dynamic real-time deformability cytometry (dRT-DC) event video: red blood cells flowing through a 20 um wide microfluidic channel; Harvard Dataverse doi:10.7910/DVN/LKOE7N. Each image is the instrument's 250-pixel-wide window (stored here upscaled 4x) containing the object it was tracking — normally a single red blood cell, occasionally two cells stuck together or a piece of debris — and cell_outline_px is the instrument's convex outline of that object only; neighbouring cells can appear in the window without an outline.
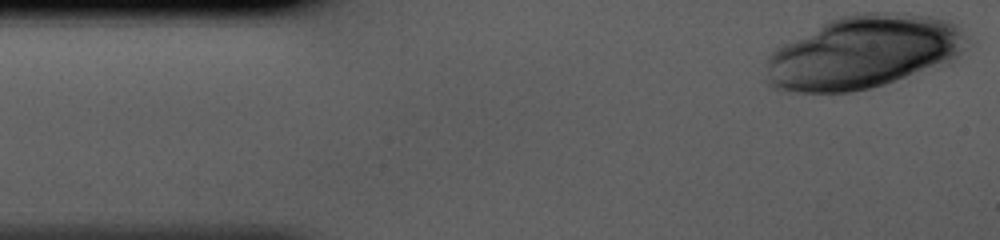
{"species": "human", "species_latin": "Homo sapiens", "temperature_condition": "cold", "stored_images_in_passage": 36, "camera_frame_rate_fps": 3000, "um_per_image_px": 0.085, "donor": {"sex": "male"}, "frame": {"image": 1, "passage_image": 1, "time_ms": 0.0, "image_size_px": [1000, 240], "cell_outline_px": [[976, 40], [952, 64], [872, 88], [852, 92], [776, 92], [764, 80], [764, 64], [768, 56], [776, 48], [840, 16], [856, 12], [900, 12], [932, 16], [956, 24]], "centroid_in_image_um": [73.5, 4.46], "position_along_channel_um": 11.5, "area_um2": 87.62}}